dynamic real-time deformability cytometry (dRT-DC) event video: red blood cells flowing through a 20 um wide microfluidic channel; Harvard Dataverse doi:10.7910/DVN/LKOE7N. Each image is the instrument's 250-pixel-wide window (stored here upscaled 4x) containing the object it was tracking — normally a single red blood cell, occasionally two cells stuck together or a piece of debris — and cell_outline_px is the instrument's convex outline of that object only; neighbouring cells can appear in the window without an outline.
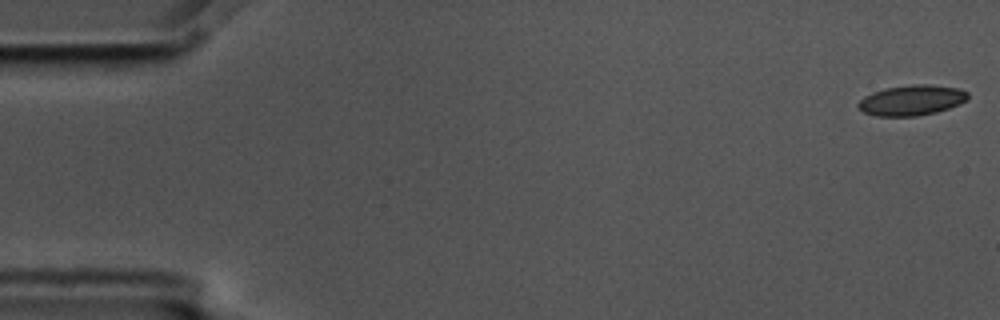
{"species": "common noctule bat (a hibernating species)", "species_latin": "Nyctalus noctula", "temperature_condition": "cold", "stored_images_in_passage": 4, "camera_frame_rate_fps": 3000, "um_per_image_px": 0.085, "animal": {"sex": "male", "body_mass_g": 17.5, "forearm_length_mm": 52.3}, "frame": {"image": 1, "passage_image": 1, "time_ms": 0.0, "image_size_px": [1000, 320], "cell_outline_px": [[968, 100], [960, 104], [936, 112], [916, 116], [876, 116], [864, 112], [856, 104], [864, 96], [872, 92], [884, 88], [912, 84], [928, 84], [960, 88], [968, 92]], "centroid_in_image_um": [77.5, 8.51], "position_along_channel_um": 7.5, "area_um2": 19.54}}